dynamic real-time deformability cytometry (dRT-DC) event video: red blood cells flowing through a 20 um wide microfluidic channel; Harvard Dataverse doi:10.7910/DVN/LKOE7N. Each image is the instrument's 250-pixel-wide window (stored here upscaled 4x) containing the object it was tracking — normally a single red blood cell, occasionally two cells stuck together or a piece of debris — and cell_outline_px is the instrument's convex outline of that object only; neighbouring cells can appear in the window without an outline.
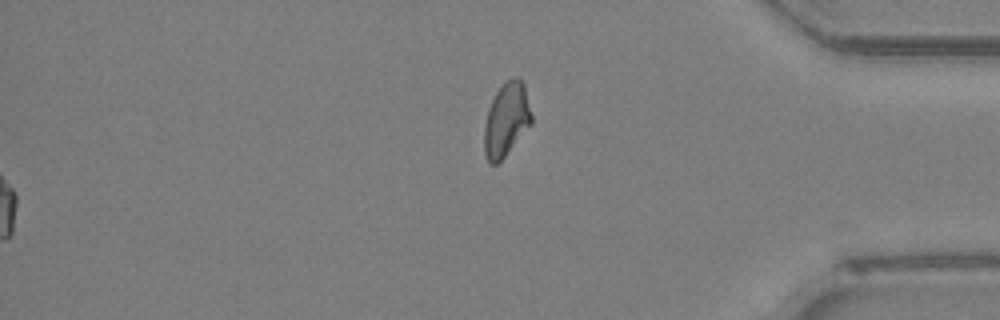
{"species": "Egyptian fruit bat (a non-hibernating species)", "species_latin": "Rousettus aegyptiacus", "temperature_condition": "room temperature", "stored_images_in_passage": 50, "segment_of_instrument_passage": [2, 2], "camera_frame_rate_fps": 3000, "um_per_image_px": 0.085, "animal": {"sex": "female"}, "frame": {"image": 1, "passage_image": 50, "time_ms": 16.333, "image_size_px": [1000, 320], "cell_outline_px": [[532, 124], [504, 156], [496, 164], [488, 164], [484, 152], [484, 128], [488, 108], [496, 92], [508, 80], [516, 76], [520, 76], [524, 84], [532, 116]], "centroid_in_image_um": [43.04, 10.17], "position_along_channel_um": 392.2, "area_um2": 20.17}}